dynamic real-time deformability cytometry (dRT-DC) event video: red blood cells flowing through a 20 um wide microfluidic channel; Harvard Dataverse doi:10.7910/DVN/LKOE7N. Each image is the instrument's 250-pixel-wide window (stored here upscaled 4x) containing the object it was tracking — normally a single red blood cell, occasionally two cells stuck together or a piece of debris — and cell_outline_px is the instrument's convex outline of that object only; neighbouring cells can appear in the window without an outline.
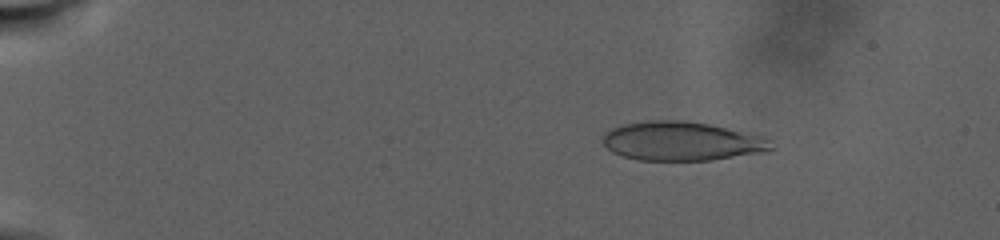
{"species": "human", "species_latin": "Homo sapiens", "temperature_condition": "warm", "stored_images_in_passage": 57, "camera_frame_rate_fps": 3000, "um_per_image_px": 0.085, "donor": {"sex": "male"}, "frame": {"image": 1, "passage_image": 8, "time_ms": 5.333, "image_size_px": [1000, 240], "cell_outline_px": [[776, 148], [760, 152], [712, 160], [636, 160], [612, 152], [604, 144], [604, 136], [612, 128], [624, 124], [644, 120], [680, 120], [708, 124], [772, 140]], "centroid_in_image_um": [57.91, 12.01], "position_along_channel_um": 27.1, "area_um2": 37.63}}
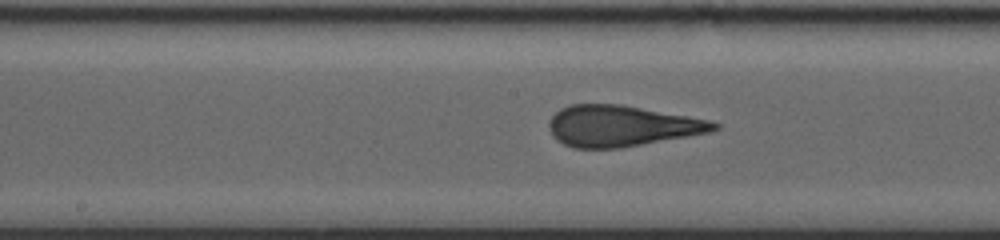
{"frame": {"image": 2, "passage_image": 29, "time_ms": 18.0, "image_size_px": [1000, 240], "cell_outline_px": [[720, 128], [712, 132], [620, 148], [572, 148], [556, 140], [552, 136], [548, 128], [548, 124], [552, 116], [560, 108], [568, 104], [620, 104], [688, 116], [708, 120], [720, 124]], "centroid_in_image_um": [52.8, 10.71], "position_along_channel_um": 195.4, "area_um2": 39.54}}
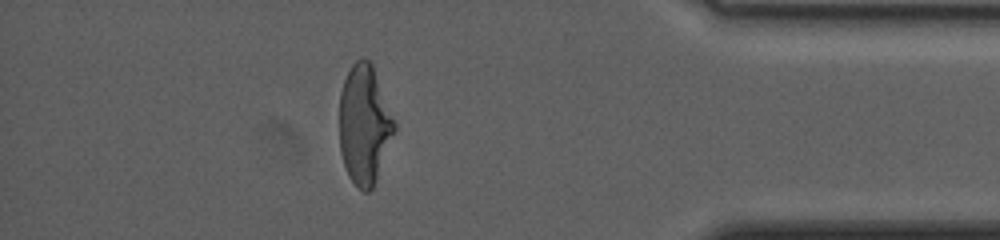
{"frame": {"image": 3, "passage_image": 49, "time_ms": 28.667, "image_size_px": [1000, 240], "cell_outline_px": [[396, 128], [372, 188], [368, 192], [364, 192], [356, 188], [348, 176], [340, 152], [340, 92], [344, 80], [352, 64], [356, 60], [364, 56], [372, 64], [396, 124]], "centroid_in_image_um": [30.95, 10.59], "position_along_channel_um": 404.2, "area_um2": 37.86}}